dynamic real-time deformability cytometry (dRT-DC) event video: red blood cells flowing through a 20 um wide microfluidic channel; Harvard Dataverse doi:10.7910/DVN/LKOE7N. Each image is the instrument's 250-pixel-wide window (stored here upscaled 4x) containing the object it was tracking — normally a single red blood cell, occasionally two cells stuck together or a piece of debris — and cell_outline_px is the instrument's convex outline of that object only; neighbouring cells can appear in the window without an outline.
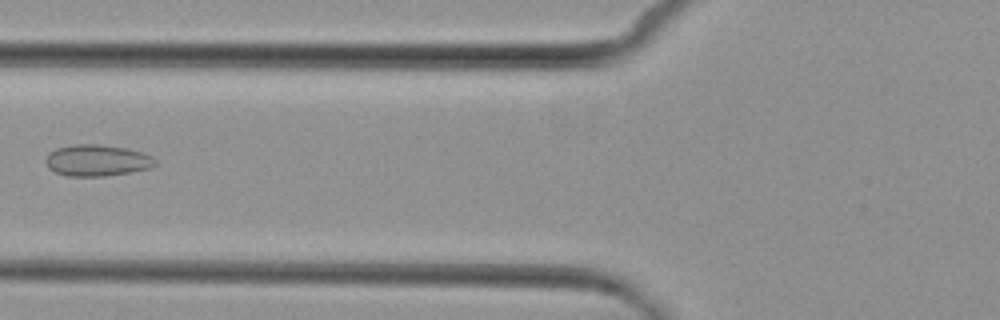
{"species": "common noctule bat (a hibernating species)", "species_latin": "Nyctalus noctula", "temperature_condition": "cold", "stored_images_in_passage": 6, "camera_frame_rate_fps": 3000, "um_per_image_px": 0.085, "animal": {"sex": "female", "body_mass_g": 29.2, "forearm_length_mm": 56.3}, "frame": {"image": 1, "passage_image": 5, "time_ms": 4.667, "image_size_px": [1000, 320], "cell_outline_px": [[156, 164], [148, 168], [128, 172], [104, 176], [68, 176], [56, 172], [48, 168], [44, 160], [48, 152], [56, 148], [76, 144], [100, 144], [128, 148], [152, 156], [156, 160]], "centroid_in_image_um": [8.2, 13.62], "position_along_channel_um": 117.6, "area_um2": 20.06}}
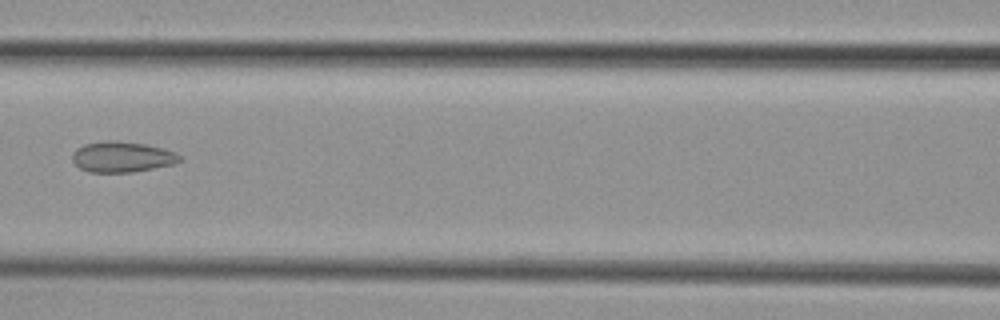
{"frame": {"image": 2, "passage_image": 6, "time_ms": 5.667, "image_size_px": [1000, 320], "cell_outline_px": [[184, 160], [176, 164], [132, 172], [88, 172], [80, 168], [72, 160], [72, 152], [76, 148], [84, 144], [108, 140], [116, 140], [144, 144], [164, 148], [176, 152], [184, 156]], "centroid_in_image_um": [10.43, 13.33], "position_along_channel_um": 156.2, "area_um2": 19.54}}